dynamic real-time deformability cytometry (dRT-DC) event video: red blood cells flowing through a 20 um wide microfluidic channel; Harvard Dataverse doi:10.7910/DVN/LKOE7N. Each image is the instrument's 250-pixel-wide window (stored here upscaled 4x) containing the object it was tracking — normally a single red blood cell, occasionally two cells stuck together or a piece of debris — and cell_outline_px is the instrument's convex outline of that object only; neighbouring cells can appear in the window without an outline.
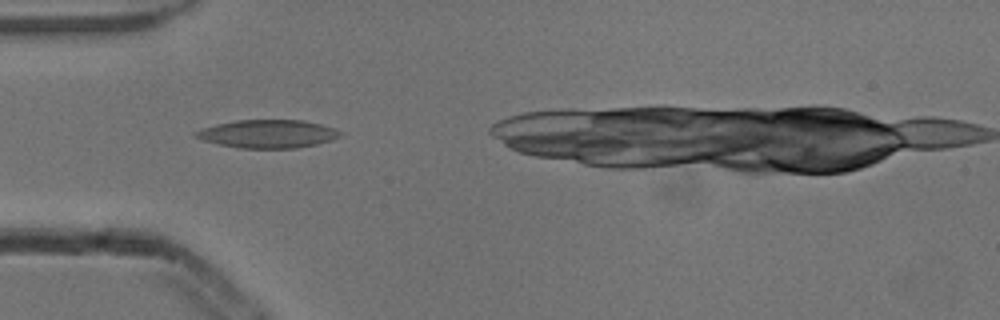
{"species": "common noctule bat (a hibernating species)", "species_latin": "Nyctalus noctula", "temperature_condition": "cold", "stored_images_in_passage": 5, "camera_frame_rate_fps": 3000, "um_per_image_px": 0.085, "animal": {"sex": "male", "body_mass_g": 13.3}, "frame": {"image": 1, "passage_image": 2, "time_ms": 0.333, "image_size_px": [1000, 320], "cell_outline_px": [[340, 136], [332, 140], [316, 144], [296, 148], [240, 148], [220, 144], [204, 140], [192, 136], [196, 132], [204, 128], [216, 124], [236, 120], [304, 120], [320, 124], [332, 128], [340, 132]], "centroid_in_image_um": [22.76, 11.37], "position_along_channel_um": 62.2, "area_um2": 23.41}}
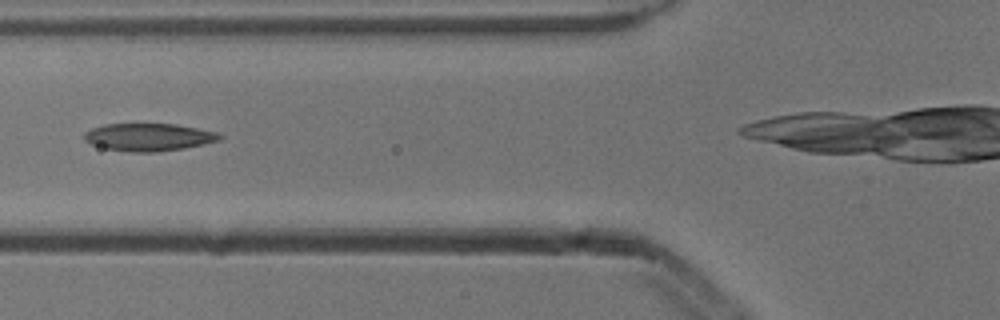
{"frame": {"image": 2, "passage_image": 3, "time_ms": 0.667, "image_size_px": [1000, 320], "cell_outline_px": [[224, 136], [216, 140], [204, 144], [184, 148], [156, 152], [132, 152], [108, 148], [92, 144], [84, 140], [84, 132], [92, 128], [104, 124], [176, 124], [216, 132]], "centroid_in_image_um": [12.62, 11.65], "position_along_channel_um": 113.2, "area_um2": 21.5}}
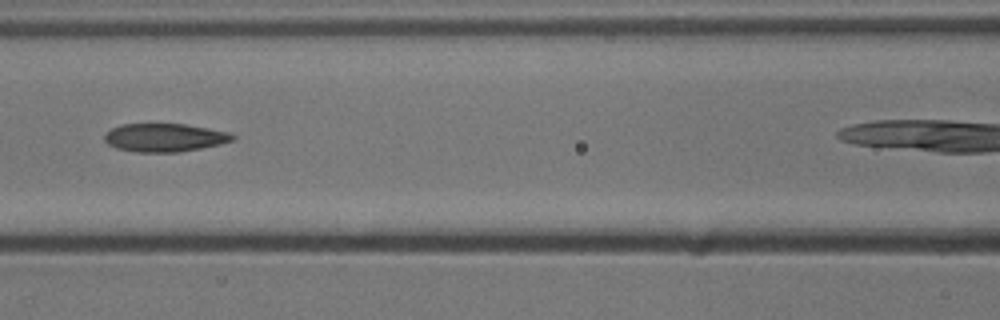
{"frame": {"image": 3, "passage_image": 4, "time_ms": 1.0, "image_size_px": [1000, 320], "cell_outline_px": [[236, 136], [232, 140], [220, 144], [180, 152], [136, 152], [116, 148], [108, 144], [104, 140], [104, 136], [112, 128], [124, 124], [184, 124], [208, 128], [228, 132]], "centroid_in_image_um": [13.98, 11.7], "position_along_channel_um": 152.6, "area_um2": 20.92}}